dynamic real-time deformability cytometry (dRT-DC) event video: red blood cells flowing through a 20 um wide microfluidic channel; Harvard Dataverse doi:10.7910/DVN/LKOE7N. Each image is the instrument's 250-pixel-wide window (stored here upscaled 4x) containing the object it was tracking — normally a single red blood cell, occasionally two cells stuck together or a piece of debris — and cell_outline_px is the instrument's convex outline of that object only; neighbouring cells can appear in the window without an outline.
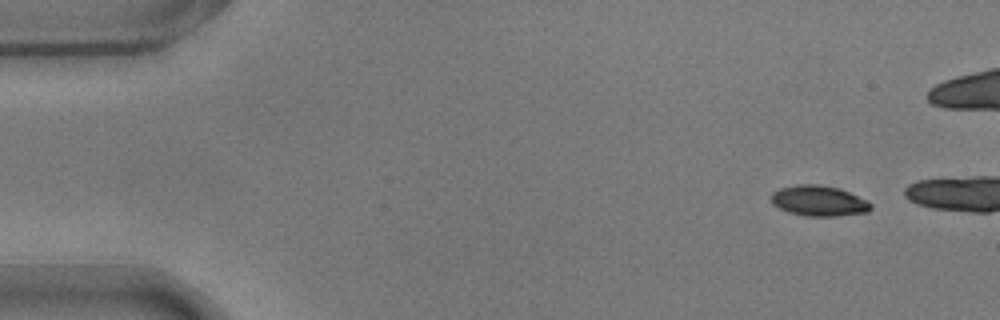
{"species": "common noctule bat (a hibernating species)", "species_latin": "Nyctalus noctula", "temperature_condition": "warm", "stored_images_in_passage": 7, "camera_frame_rate_fps": 3000, "um_per_image_px": 0.085, "animal": {"sex": "male", "body_mass_g": 17.9}, "frame": {"image": 1, "passage_image": 1, "time_ms": 0.0, "image_size_px": [1000, 320], "cell_outline_px": [[872, 208], [868, 212], [836, 216], [808, 216], [788, 212], [772, 204], [772, 192], [780, 188], [800, 184], [820, 184], [840, 188], [868, 200], [872, 204]], "centroid_in_image_um": [69.64, 17.06], "position_along_channel_um": 15.4, "area_um2": 17.8}}